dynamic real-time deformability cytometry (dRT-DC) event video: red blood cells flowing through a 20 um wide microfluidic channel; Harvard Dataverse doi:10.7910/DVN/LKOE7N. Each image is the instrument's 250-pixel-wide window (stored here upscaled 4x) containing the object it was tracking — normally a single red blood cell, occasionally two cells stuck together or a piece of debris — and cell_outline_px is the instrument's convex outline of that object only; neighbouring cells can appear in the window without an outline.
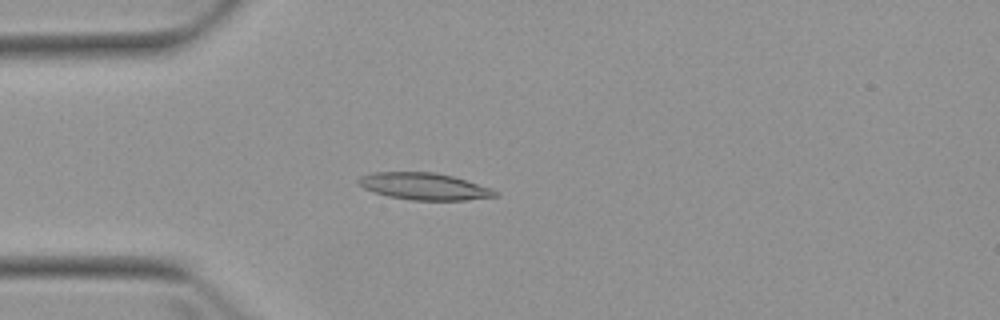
{"species": "Egyptian fruit bat (a non-hibernating species)", "species_latin": "Rousettus aegyptiacus", "temperature_condition": "warm", "stored_images_in_passage": 4, "camera_frame_rate_fps": 3000, "um_per_image_px": 0.085, "animal": {"sex": "female"}, "frame": {"image": 1, "passage_image": 4, "time_ms": 4.333, "image_size_px": [1000, 320], "cell_outline_px": [[496, 196], [464, 200], [412, 200], [388, 196], [364, 188], [356, 180], [360, 176], [372, 172], [436, 172], [452, 176], [492, 188], [496, 192]], "centroid_in_image_um": [36.03, 15.83], "position_along_channel_um": 49.0, "area_um2": 21.21}}